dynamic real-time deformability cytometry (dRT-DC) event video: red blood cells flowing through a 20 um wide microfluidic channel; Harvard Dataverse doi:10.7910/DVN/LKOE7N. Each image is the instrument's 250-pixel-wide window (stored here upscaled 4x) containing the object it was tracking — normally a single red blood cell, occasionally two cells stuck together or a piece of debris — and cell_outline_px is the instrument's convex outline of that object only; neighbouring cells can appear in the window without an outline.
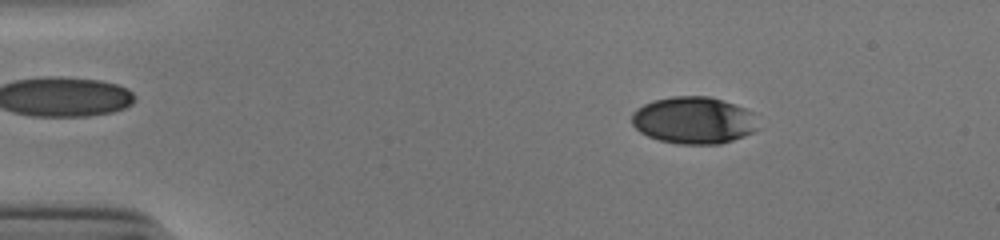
{"species": "human", "species_latin": "Homo sapiens", "temperature_condition": "cold", "stored_images_in_passage": 53, "camera_frame_rate_fps": 3000, "um_per_image_px": 0.085, "donor": {"sex": "male"}, "frame": {"image": 1, "passage_image": 9, "time_ms": 2.667, "image_size_px": [1000, 240], "cell_outline_px": [[756, 128], [752, 132], [744, 136], [720, 144], [676, 144], [660, 140], [648, 136], [640, 132], [632, 124], [632, 112], [636, 108], [652, 100], [672, 96], [708, 96], [744, 108], [752, 112]], "centroid_in_image_um": [58.9, 10.23], "position_along_channel_um": 26.1, "area_um2": 34.39}}
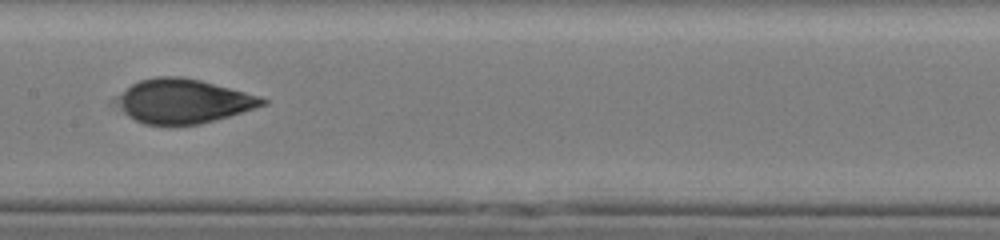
{"frame": {"image": 2, "passage_image": 28, "time_ms": 9.0, "image_size_px": [1000, 240], "cell_outline_px": [[268, 104], [228, 116], [200, 124], [144, 124], [128, 116], [124, 112], [120, 100], [120, 96], [132, 84], [140, 80], [156, 76], [180, 76], [200, 80], [260, 96], [268, 100]], "centroid_in_image_um": [15.65, 8.59], "position_along_channel_um": 191.7, "area_um2": 36.65}}
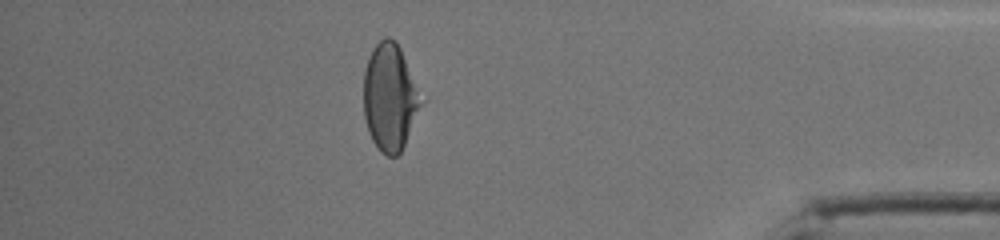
{"frame": {"image": 3, "passage_image": 47, "time_ms": 15.333, "image_size_px": [1000, 240], "cell_outline_px": [[428, 96], [400, 152], [396, 156], [388, 156], [380, 152], [372, 140], [368, 132], [364, 116], [364, 68], [372, 48], [384, 36], [388, 36], [396, 40]], "centroid_in_image_um": [33.22, 8.21], "position_along_channel_um": 402.0, "area_um2": 37.45}, "authors_computed_cell_mechanics": {"area_um2": 36.414, "velocity_mm_per_s": 3.8994, "shape_relaxation_time_tau1_ms": 6.5143, "shape_relaxation_time_tau2_ms": 0.8741, "deformation_change_tau1": 0.2158, "deformation_change_tau2": 0.0593}}